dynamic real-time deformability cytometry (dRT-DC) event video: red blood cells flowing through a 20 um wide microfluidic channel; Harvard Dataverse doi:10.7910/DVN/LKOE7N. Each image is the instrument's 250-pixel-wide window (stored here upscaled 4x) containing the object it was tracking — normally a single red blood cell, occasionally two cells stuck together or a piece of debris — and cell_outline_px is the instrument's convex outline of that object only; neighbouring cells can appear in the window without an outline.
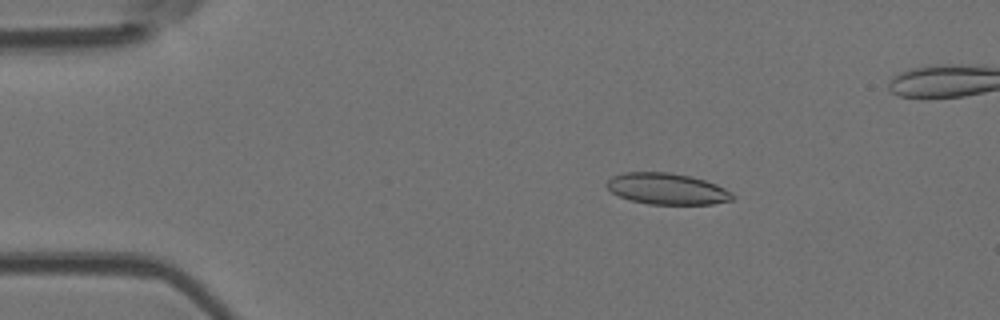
{"species": "Egyptian fruit bat (a non-hibernating species)", "species_latin": "Rousettus aegyptiacus", "temperature_condition": "room temperature", "stored_images_in_passage": 6, "camera_frame_rate_fps": 3000, "um_per_image_px": 0.085, "animal": {"sex": "female"}, "frame": {"image": 1, "passage_image": 3, "time_ms": 2.333, "image_size_px": [1000, 320], "cell_outline_px": [[736, 196], [732, 200], [712, 204], [648, 204], [632, 200], [620, 196], [612, 192], [604, 184], [612, 176], [624, 172], [668, 172], [688, 176], [704, 180], [716, 184], [732, 192]], "centroid_in_image_um": [56.7, 16.05], "position_along_channel_um": 28.3, "area_um2": 22.83}}
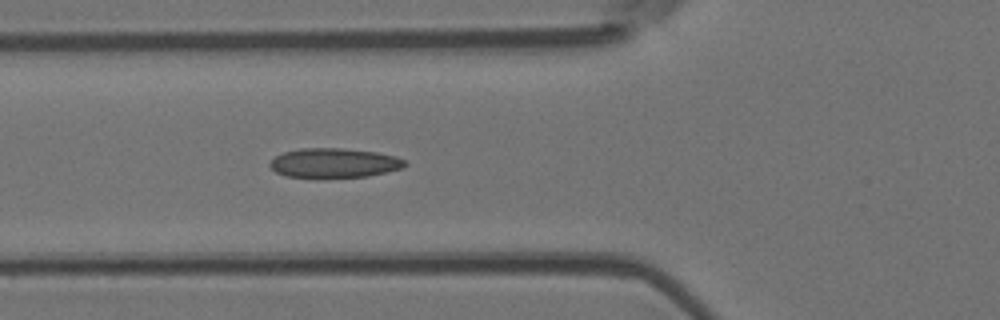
{"frame": {"image": 2, "passage_image": 6, "time_ms": 5.667, "image_size_px": [1000, 320], "cell_outline_px": [[408, 164], [404, 168], [368, 176], [316, 180], [288, 176], [276, 172], [268, 164], [276, 156], [284, 152], [300, 148], [340, 148], [376, 152], [396, 156], [404, 160]], "centroid_in_image_um": [28.4, 13.89], "position_along_channel_um": 97.4, "area_um2": 23.87}}